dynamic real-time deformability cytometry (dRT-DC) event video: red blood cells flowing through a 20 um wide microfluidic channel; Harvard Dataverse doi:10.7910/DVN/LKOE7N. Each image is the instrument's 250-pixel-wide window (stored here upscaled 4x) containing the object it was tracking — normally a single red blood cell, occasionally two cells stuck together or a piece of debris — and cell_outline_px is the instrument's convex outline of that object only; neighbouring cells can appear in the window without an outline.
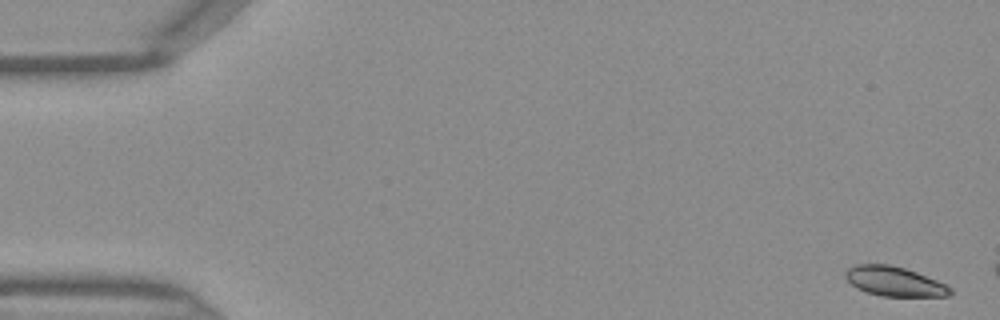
{"species": "Egyptian fruit bat (a non-hibernating species)", "species_latin": "Rousettus aegyptiacus", "temperature_condition": "warm", "stored_images_in_passage": 7, "camera_frame_rate_fps": 3000, "um_per_image_px": 0.085, "frame": {"image": 1, "passage_image": 1, "time_ms": 0.0, "image_size_px": [1000, 320], "cell_outline_px": [[952, 292], [948, 296], [880, 296], [856, 288], [844, 276], [844, 272], [848, 268], [856, 264], [888, 264], [904, 268], [916, 272], [936, 280], [952, 288]], "centroid_in_image_um": [76.0, 23.91], "position_along_channel_um": 9.0, "area_um2": 17.92}}